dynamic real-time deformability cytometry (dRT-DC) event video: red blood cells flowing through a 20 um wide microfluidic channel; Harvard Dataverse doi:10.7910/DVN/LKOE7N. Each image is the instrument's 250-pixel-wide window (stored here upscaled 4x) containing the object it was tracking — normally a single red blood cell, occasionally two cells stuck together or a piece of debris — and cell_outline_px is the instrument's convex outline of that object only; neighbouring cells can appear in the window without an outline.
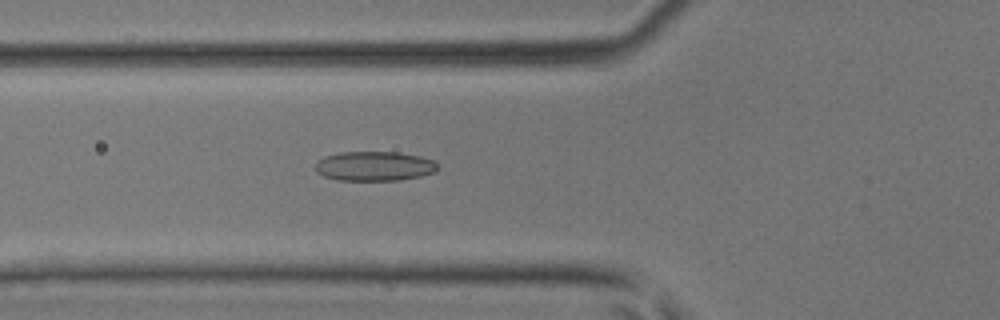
{"species": "common noctule bat (a hibernating species)", "species_latin": "Nyctalus noctula", "temperature_condition": "room temperature", "stored_images_in_passage": 47, "camera_frame_rate_fps": 3000, "um_per_image_px": 0.085, "animal": {"sex": "male", "body_mass_g": 17.9, "forearm_length_mm": 54.2}, "frame": {"image": 1, "passage_image": 18, "time_ms": 5.667, "image_size_px": [1000, 320], "cell_outline_px": [[436, 172], [420, 176], [400, 180], [336, 180], [324, 176], [316, 172], [316, 164], [324, 156], [340, 152], [396, 152], [420, 156], [432, 160], [436, 164]], "centroid_in_image_um": [31.8, 14.12], "position_along_channel_um": 94.0, "area_um2": 20.92}}
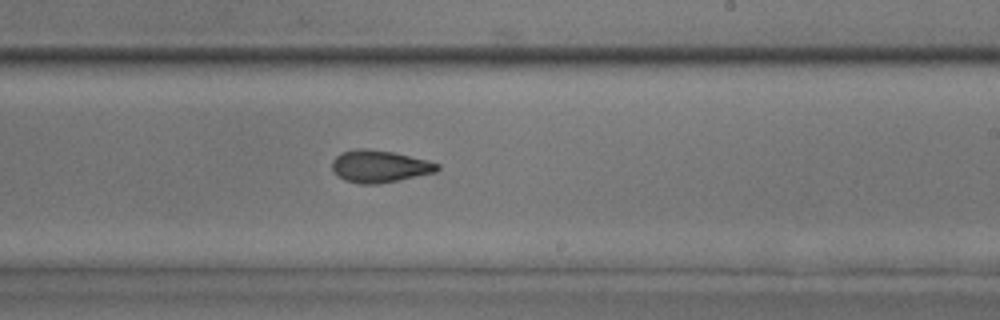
{"frame": {"image": 2, "passage_image": 29, "time_ms": 9.333, "image_size_px": [1000, 320], "cell_outline_px": [[440, 168], [436, 172], [376, 184], [360, 184], [344, 180], [336, 176], [332, 172], [332, 160], [340, 152], [356, 148], [368, 148], [392, 152], [428, 160], [440, 164]], "centroid_in_image_um": [32.21, 14.13], "position_along_channel_um": 256.8, "area_um2": 19.88}}
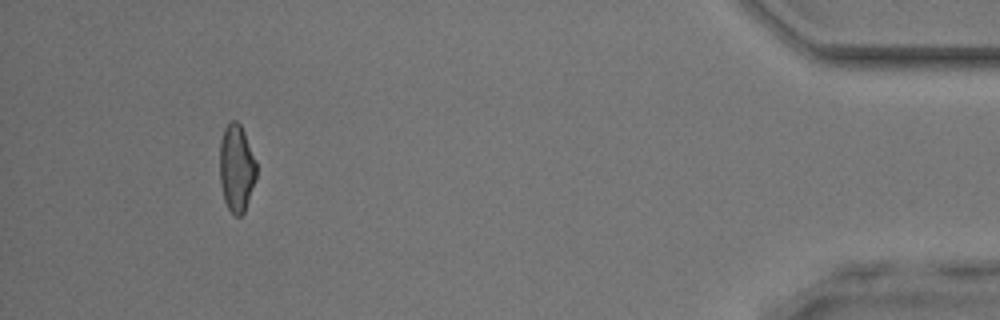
{"frame": {"image": 3, "passage_image": 44, "time_ms": 14.333, "image_size_px": [1000, 320], "cell_outline_px": [[256, 176], [244, 212], [240, 216], [236, 216], [228, 208], [224, 200], [220, 184], [220, 140], [224, 128], [232, 120], [236, 120], [240, 124], [244, 132], [256, 160]], "centroid_in_image_um": [20.09, 14.27], "position_along_channel_um": 415.1, "area_um2": 18.55}}